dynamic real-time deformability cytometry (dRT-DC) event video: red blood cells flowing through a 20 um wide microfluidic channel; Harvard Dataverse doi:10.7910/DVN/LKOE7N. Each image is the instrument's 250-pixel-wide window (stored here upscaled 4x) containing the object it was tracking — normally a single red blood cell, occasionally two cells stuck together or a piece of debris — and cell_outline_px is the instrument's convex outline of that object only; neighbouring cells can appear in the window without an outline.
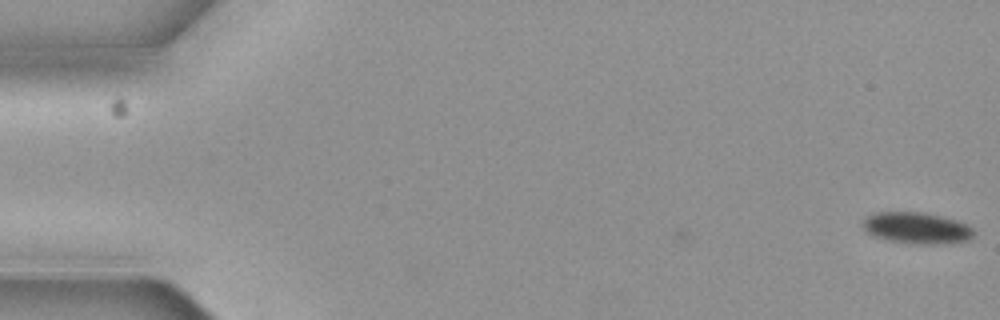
{"species": "common noctule bat (a hibernating species)", "species_latin": "Nyctalus noctula", "temperature_condition": "cold", "stored_images_in_passage": 6, "camera_frame_rate_fps": 3000, "um_per_image_px": 0.085, "animal": {"sex": "female", "body_mass_g": 19.3, "forearm_length_mm": 54.1}, "frame": {"image": 1, "passage_image": 1, "time_ms": 0.0, "image_size_px": [1000, 320], "cell_outline_px": [[972, 236], [968, 240], [932, 244], [924, 244], [888, 240], [872, 236], [860, 224], [872, 212], [924, 212], [944, 216], [968, 224], [972, 228]], "centroid_in_image_um": [77.89, 19.35], "position_along_channel_um": 7.1, "area_um2": 20.17}}
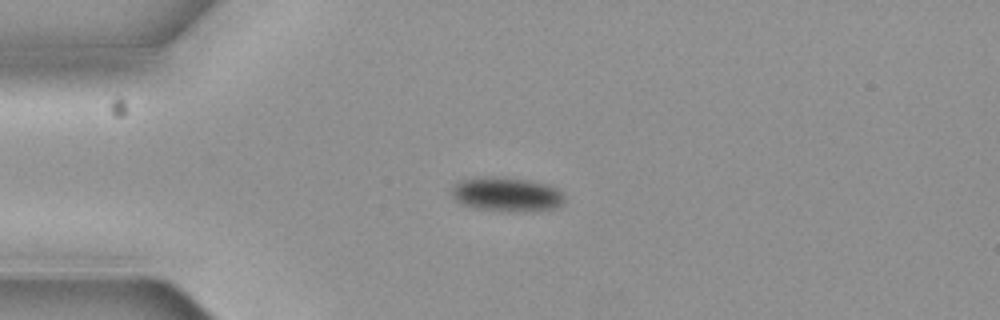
{"frame": {"image": 2, "passage_image": 5, "time_ms": 1.333, "image_size_px": [1000, 320], "cell_outline_px": [[564, 200], [556, 208], [532, 212], [504, 212], [476, 208], [460, 204], [452, 200], [452, 188], [460, 180], [524, 180], [544, 184], [556, 188], [564, 196]], "centroid_in_image_um": [43.08, 16.62], "position_along_channel_um": 41.9, "area_um2": 21.68}}